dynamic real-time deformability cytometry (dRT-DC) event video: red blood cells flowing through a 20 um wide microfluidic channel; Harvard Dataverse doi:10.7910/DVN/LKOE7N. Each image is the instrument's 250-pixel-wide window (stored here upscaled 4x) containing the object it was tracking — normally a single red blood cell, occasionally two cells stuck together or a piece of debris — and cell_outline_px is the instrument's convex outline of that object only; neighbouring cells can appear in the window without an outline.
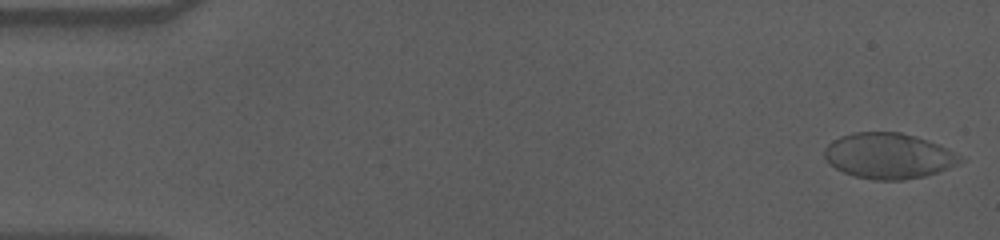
{"species": "human", "species_latin": "Homo sapiens", "temperature_condition": "cold", "stored_images_in_passage": 57, "camera_frame_rate_fps": 3000, "um_per_image_px": 0.085, "donor": {"sex": "male"}, "frame": {"image": 1, "passage_image": 1, "time_ms": 0.0, "image_size_px": [1000, 240], "cell_outline_px": [[964, 160], [960, 164], [924, 176], [904, 180], [872, 180], [856, 176], [844, 172], [828, 164], [824, 156], [824, 148], [832, 140], [840, 136], [852, 132], [900, 132], [916, 136], [936, 144], [960, 156]], "centroid_in_image_um": [75.48, 13.25], "position_along_channel_um": 9.5, "area_um2": 35.95}}
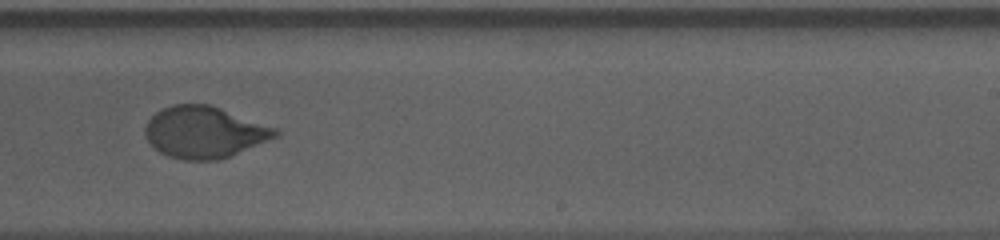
{"frame": {"image": 2, "passage_image": 35, "time_ms": 11.333, "image_size_px": [1000, 240], "cell_outline_px": [[280, 136], [232, 156], [216, 160], [180, 160], [168, 156], [152, 148], [144, 136], [144, 128], [148, 120], [156, 112], [172, 104], [208, 104], [220, 108], [276, 128], [280, 132]], "centroid_in_image_um": [17.35, 11.26], "position_along_channel_um": 271.6, "area_um2": 39.48}}
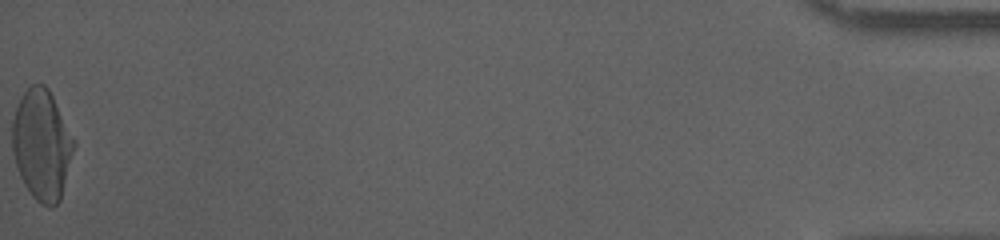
{"frame": {"image": 3, "passage_image": 57, "time_ms": 18.667, "image_size_px": [1000, 240], "cell_outline_px": [[76, 144], [60, 200], [52, 208], [48, 208], [40, 204], [32, 196], [24, 184], [20, 176], [12, 152], [12, 120], [16, 108], [24, 92], [32, 84], [44, 84], [48, 88], [76, 140]], "centroid_in_image_um": [3.57, 12.33], "position_along_channel_um": 431.6, "area_um2": 39.82}, "authors_computed_cell_mechanics": {"area_um2": 38.8994, "velocity_mm_per_s": 3.5511, "shape_relaxation_time_tau1_ms": 4.003, "shape_relaxation_time_tau2_ms": null, "deformation_change_tau1": 0.168, "deformation_change_tau2": null}}